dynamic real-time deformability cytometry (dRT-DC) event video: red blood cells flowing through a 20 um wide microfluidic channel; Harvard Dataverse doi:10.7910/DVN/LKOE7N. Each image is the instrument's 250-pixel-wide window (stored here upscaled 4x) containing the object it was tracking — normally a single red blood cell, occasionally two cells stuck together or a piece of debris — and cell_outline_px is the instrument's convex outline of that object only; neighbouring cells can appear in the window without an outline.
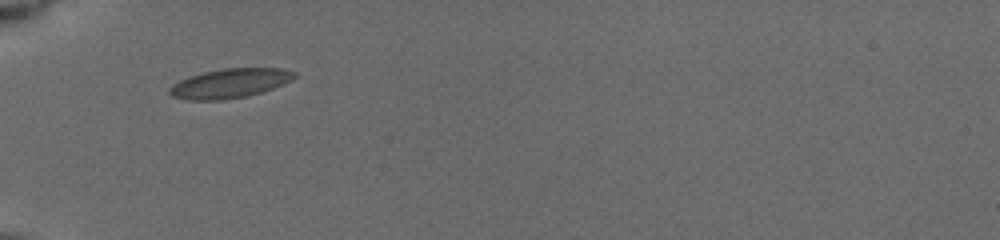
{"species": "common noctule bat (a hibernating species)", "species_latin": "Nyctalus noctula", "temperature_condition": "cold", "stored_images_in_passage": 6, "camera_frame_rate_fps": 3000, "um_per_image_px": 0.085, "animal": {"sex": "female", "body_mass_g": 19.5, "forearm_length_mm": 54.1}, "frame": {"image": 1, "passage_image": 1, "time_ms": 0.0, "image_size_px": [1000, 240], "cell_outline_px": [[296, 76], [292, 80], [272, 88], [248, 96], [220, 100], [188, 100], [172, 96], [168, 92], [168, 88], [172, 84], [188, 76], [204, 72], [224, 68], [280, 68], [296, 72]], "centroid_in_image_um": [19.5, 7.08], "position_along_channel_um": 65.5, "area_um2": 21.33}}